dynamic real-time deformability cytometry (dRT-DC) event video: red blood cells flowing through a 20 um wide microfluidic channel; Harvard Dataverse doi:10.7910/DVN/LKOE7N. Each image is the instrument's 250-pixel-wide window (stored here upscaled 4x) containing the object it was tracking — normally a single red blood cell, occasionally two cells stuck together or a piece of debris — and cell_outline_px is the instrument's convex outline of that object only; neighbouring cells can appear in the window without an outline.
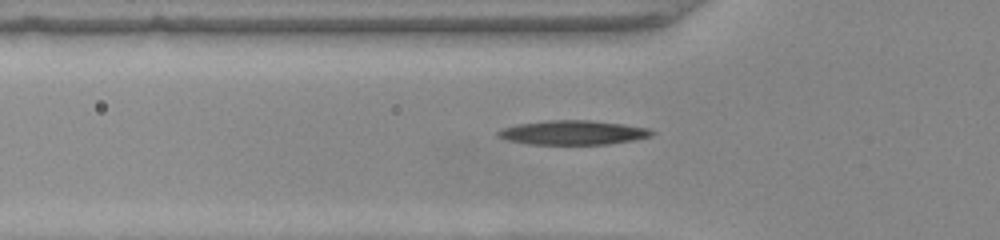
{"species": "common noctule bat (a hibernating species)", "species_latin": "Nyctalus noctula", "temperature_condition": "warm", "stored_images_in_passage": 38, "camera_frame_rate_fps": 3000, "um_per_image_px": 0.085, "animal": {"sex": "female", "body_mass_g": 22.0, "forearm_length_mm": 56.7}, "frame": {"image": 1, "passage_image": 10, "time_ms": 3.0, "image_size_px": [1000, 240], "cell_outline_px": [[656, 132], [652, 136], [632, 140], [608, 144], [528, 144], [508, 140], [496, 136], [496, 132], [504, 128], [516, 124], [548, 120], [588, 120], [624, 124], [648, 128]], "centroid_in_image_um": [48.7, 11.26], "position_along_channel_um": 77.1, "area_um2": 21.73}}
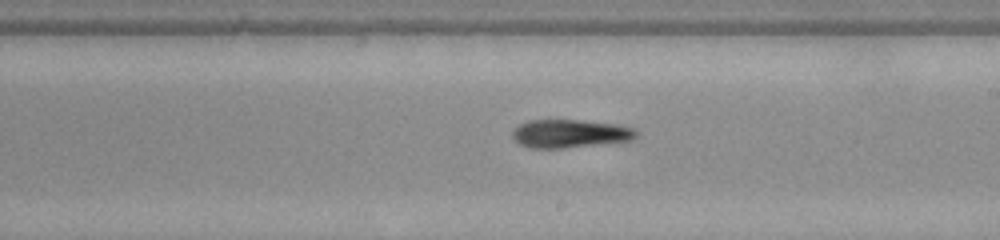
{"frame": {"image": 2, "passage_image": 22, "time_ms": 7.0, "image_size_px": [1000, 240], "cell_outline_px": [[636, 136], [632, 140], [564, 148], [532, 148], [520, 144], [512, 140], [512, 132], [520, 124], [528, 120], [580, 120], [616, 124], [636, 128]], "centroid_in_image_um": [48.43, 11.35], "position_along_channel_um": 240.6, "area_um2": 20.35}}
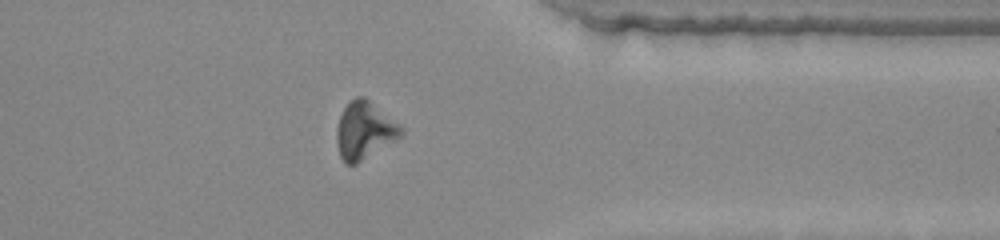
{"frame": {"image": 3, "passage_image": 33, "time_ms": 10.667, "image_size_px": [1000, 240], "cell_outline_px": [[404, 132], [400, 136], [356, 164], [344, 164], [340, 156], [336, 144], [336, 128], [340, 116], [344, 108], [356, 96], [364, 96], [400, 124], [404, 128]], "centroid_in_image_um": [30.95, 11.09], "position_along_channel_um": 380.4, "area_um2": 21.33}, "authors_computed_cell_mechanics": {"area_um2": 20.7213, "velocity_mm_per_s": 4.0867, "shape_relaxation_time_tau1_ms": 4.1635, "shape_relaxation_time_tau2_ms": null, "deformation_change_tau1": 0.1503, "deformation_change_tau2": null}}